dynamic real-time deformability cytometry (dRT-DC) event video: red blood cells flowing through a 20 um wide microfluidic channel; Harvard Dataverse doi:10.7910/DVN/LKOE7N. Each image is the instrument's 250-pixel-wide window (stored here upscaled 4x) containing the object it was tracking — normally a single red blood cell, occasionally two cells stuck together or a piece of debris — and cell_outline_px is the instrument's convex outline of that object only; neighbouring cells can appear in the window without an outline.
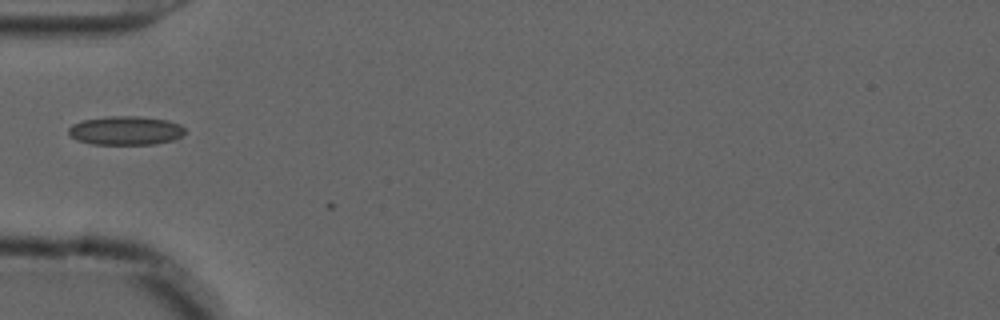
{"species": "common noctule bat (a hibernating species)", "species_latin": "Nyctalus noctula", "temperature_condition": "cold", "stored_images_in_passage": 2, "camera_frame_rate_fps": 3000, "um_per_image_px": 0.085, "animal": {"sex": "male", "forearm_length_mm": 52.5}, "frame": {"image": 1, "passage_image": 1, "time_ms": 0.0, "image_size_px": [1000, 320], "cell_outline_px": [[184, 132], [180, 136], [172, 140], [156, 144], [92, 144], [76, 140], [68, 132], [68, 128], [72, 124], [84, 120], [108, 116], [140, 116], [168, 120], [180, 124], [184, 128]], "centroid_in_image_um": [10.67, 11.09], "position_along_channel_um": 74.3, "area_um2": 19.54}}